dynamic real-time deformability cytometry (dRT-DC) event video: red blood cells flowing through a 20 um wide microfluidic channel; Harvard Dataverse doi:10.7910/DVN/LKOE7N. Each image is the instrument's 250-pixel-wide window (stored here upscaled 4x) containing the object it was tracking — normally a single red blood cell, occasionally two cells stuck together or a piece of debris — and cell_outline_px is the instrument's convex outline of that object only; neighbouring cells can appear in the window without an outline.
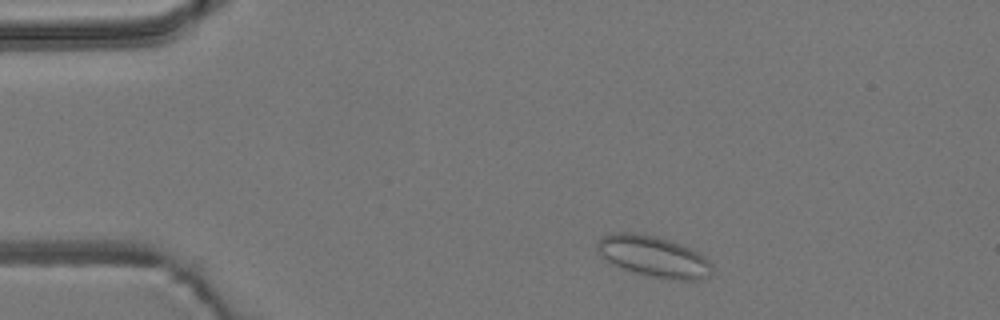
{"species": "common noctule bat (a hibernating species)", "species_latin": "Nyctalus noctula", "temperature_condition": "room temperature", "stored_images_in_passage": 44, "camera_frame_rate_fps": 3000, "um_per_image_px": 0.085, "animal": {"sex": "male", "body_mass_g": 19.2, "forearm_length_mm": 51.8}, "frame": {"image": 1, "passage_image": 3, "time_ms": 0.667, "image_size_px": [1000, 320], "cell_outline_px": [[712, 272], [708, 276], [700, 280], [676, 280], [644, 276], [624, 268], [608, 260], [596, 252], [596, 244], [604, 236], [612, 232], [632, 232], [656, 236], [680, 244], [704, 256], [712, 264]], "centroid_in_image_um": [55.56, 21.81], "position_along_channel_um": 29.4, "area_um2": 27.34}}
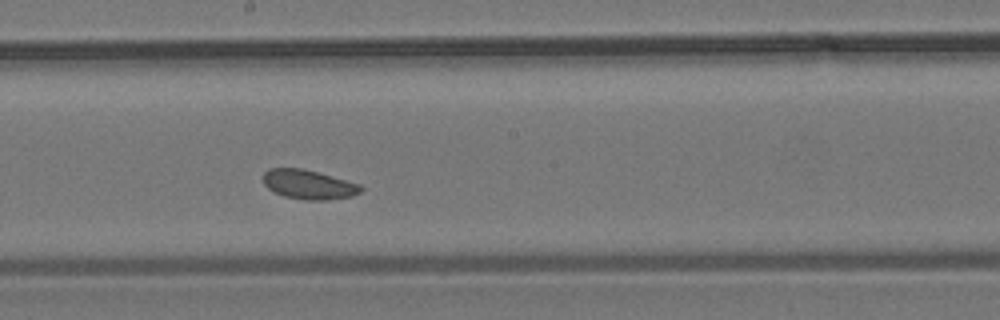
{"frame": {"image": 2, "passage_image": 23, "time_ms": 7.333, "image_size_px": [1000, 320], "cell_outline_px": [[364, 188], [360, 192], [352, 196], [328, 200], [304, 200], [284, 196], [268, 188], [264, 184], [264, 172], [268, 168], [304, 168], [360, 184]], "centroid_in_image_um": [26.25, 15.68], "position_along_channel_um": 222.0, "area_um2": 16.7}}
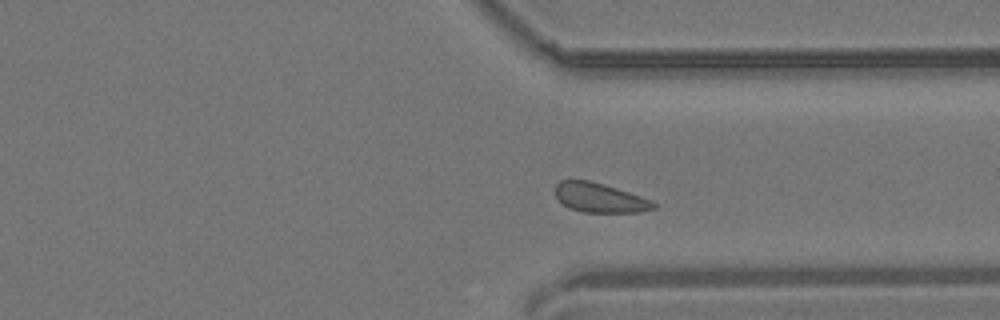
{"frame": {"image": 3, "passage_image": 34, "time_ms": 11.0, "image_size_px": [1000, 320], "cell_outline_px": [[656, 208], [640, 212], [584, 212], [568, 208], [556, 200], [556, 184], [560, 180], [588, 180], [604, 184], [652, 200], [656, 204]], "centroid_in_image_um": [50.95, 16.81], "position_along_channel_um": 360.5, "area_um2": 16.88}, "authors_computed_cell_mechanics": {"area_um2": 17.6579, "velocity_mm_per_s": 3.7748, "shape_relaxation_time_tau1_ms": null, "shape_relaxation_time_tau2_ms": 7.3886, "deformation_change_tau1": null, "deformation_change_tau2": 0.0962}}